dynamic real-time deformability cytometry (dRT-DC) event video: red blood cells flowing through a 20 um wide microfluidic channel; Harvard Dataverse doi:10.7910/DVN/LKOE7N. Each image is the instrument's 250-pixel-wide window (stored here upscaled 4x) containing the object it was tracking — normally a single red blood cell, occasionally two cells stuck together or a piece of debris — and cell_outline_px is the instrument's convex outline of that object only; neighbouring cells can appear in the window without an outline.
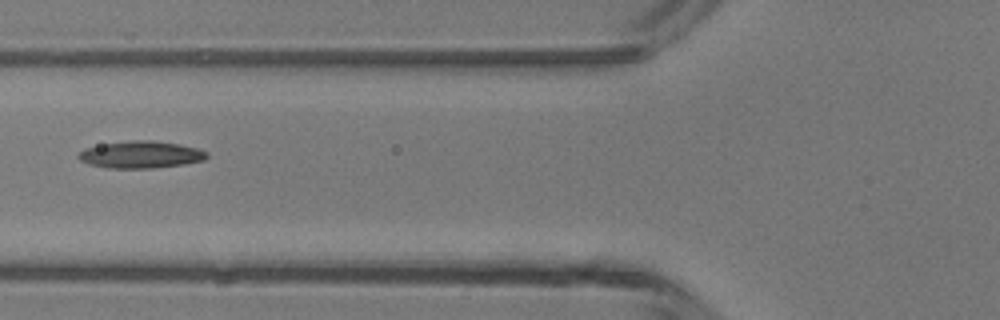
{"species": "common noctule bat (a hibernating species)", "species_latin": "Nyctalus noctula", "temperature_condition": "room temperature", "stored_images_in_passage": 6, "camera_frame_rate_fps": 3000, "um_per_image_px": 0.085, "animal": {"sex": "male", "body_mass_g": 13.3}, "frame": {"image": 1, "passage_image": 6, "time_ms": 5.667, "image_size_px": [1000, 320], "cell_outline_px": [[208, 156], [204, 160], [180, 164], [152, 168], [108, 168], [88, 164], [80, 160], [76, 156], [84, 148], [100, 144], [132, 140], [152, 140], [180, 144], [196, 148], [208, 152]], "centroid_in_image_um": [11.93, 13.13], "position_along_channel_um": 113.9, "area_um2": 20.23}}